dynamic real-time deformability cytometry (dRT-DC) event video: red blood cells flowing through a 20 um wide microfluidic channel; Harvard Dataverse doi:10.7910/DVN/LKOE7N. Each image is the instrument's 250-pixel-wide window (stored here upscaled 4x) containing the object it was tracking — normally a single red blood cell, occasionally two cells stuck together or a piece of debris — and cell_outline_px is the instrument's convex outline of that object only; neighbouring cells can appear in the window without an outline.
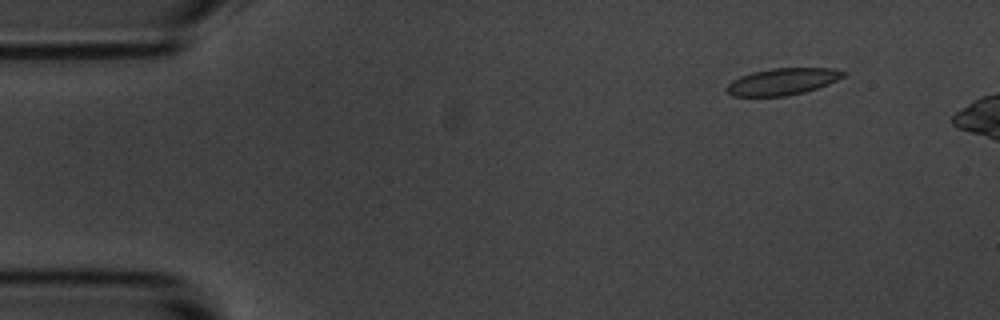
{"species": "common noctule bat (a hibernating species)", "species_latin": "Nyctalus noctula", "temperature_condition": "room temperature", "stored_images_in_passage": 12, "camera_frame_rate_fps": 3000, "um_per_image_px": 0.085, "animal": {"sex": "male", "body_mass_g": 20.1, "forearm_length_mm": 53.5}, "frame": {"image": 1, "passage_image": 6, "time_ms": 1.667, "image_size_px": [1000, 320], "cell_outline_px": [[848, 72], [844, 76], [828, 84], [804, 92], [784, 96], [732, 96], [724, 88], [732, 80], [740, 76], [752, 72], [772, 68], [832, 68]], "centroid_in_image_um": [66.5, 6.93], "position_along_channel_um": 18.5, "area_um2": 18.15}}